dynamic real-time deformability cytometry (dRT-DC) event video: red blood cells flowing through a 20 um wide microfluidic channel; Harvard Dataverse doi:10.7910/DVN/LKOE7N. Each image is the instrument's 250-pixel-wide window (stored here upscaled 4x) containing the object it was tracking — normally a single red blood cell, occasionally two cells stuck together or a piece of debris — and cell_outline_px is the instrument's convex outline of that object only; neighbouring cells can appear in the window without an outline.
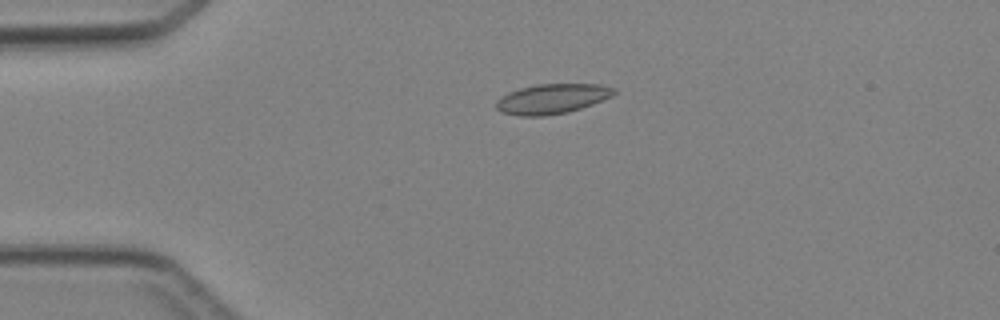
{"species": "Egyptian fruit bat (a non-hibernating species)", "species_latin": "Rousettus aegyptiacus", "temperature_condition": "cold", "stored_images_in_passage": 1, "camera_frame_rate_fps": 3000, "um_per_image_px": 0.085, "animal": {"sex": "female"}, "frame": {"image": 1, "passage_image": 1, "time_ms": 0.0, "image_size_px": [1000, 320], "cell_outline_px": [[616, 92], [612, 96], [592, 104], [568, 112], [544, 116], [520, 116], [500, 112], [496, 108], [496, 100], [500, 96], [508, 92], [520, 88], [536, 84], [600, 84], [616, 88]], "centroid_in_image_um": [46.9, 8.39], "position_along_channel_um": 38.1, "area_um2": 20.63}}